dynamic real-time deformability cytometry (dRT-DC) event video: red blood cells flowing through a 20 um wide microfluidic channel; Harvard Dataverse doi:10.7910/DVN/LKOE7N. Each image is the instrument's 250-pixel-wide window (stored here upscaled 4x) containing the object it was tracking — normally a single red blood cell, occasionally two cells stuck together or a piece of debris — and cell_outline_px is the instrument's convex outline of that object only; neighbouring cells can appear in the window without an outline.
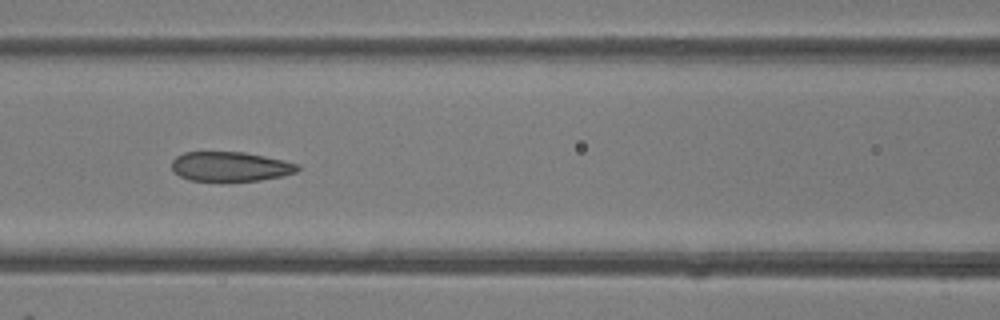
{"species": "common noctule bat (a hibernating species)", "species_latin": "Nyctalus noctula", "temperature_condition": "room temperature", "stored_images_in_passage": 38, "camera_frame_rate_fps": 3000, "um_per_image_px": 0.085, "animal": {"sex": "female"}, "frame": {"image": 1, "passage_image": 10, "time_ms": 3.0, "image_size_px": [1000, 320], "cell_outline_px": [[300, 168], [296, 172], [280, 176], [260, 180], [188, 180], [180, 176], [172, 168], [172, 160], [176, 156], [184, 152], [244, 152], [284, 160], [300, 164]], "centroid_in_image_um": [19.59, 14.14], "position_along_channel_um": 147.0, "area_um2": 21.44}}
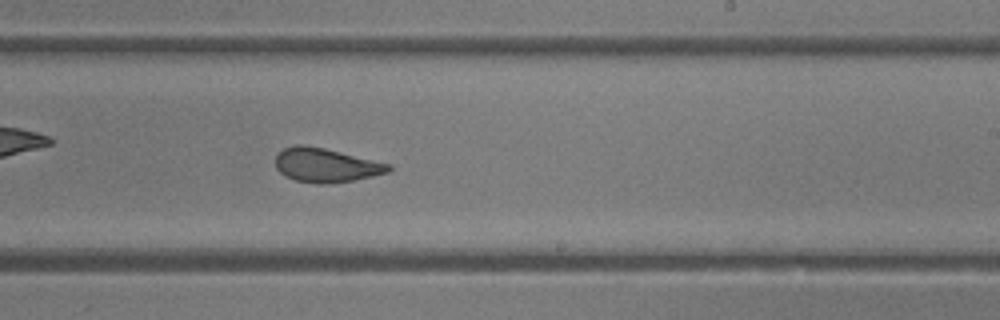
{"frame": {"image": 2, "passage_image": 18, "time_ms": 5.667, "image_size_px": [1000, 320], "cell_outline_px": [[392, 168], [388, 172], [372, 176], [352, 180], [328, 184], [316, 184], [296, 180], [284, 176], [276, 168], [276, 156], [284, 148], [296, 144], [304, 144], [324, 148], [392, 164]], "centroid_in_image_um": [27.7, 14.04], "position_along_channel_um": 261.3, "area_um2": 22.43}}
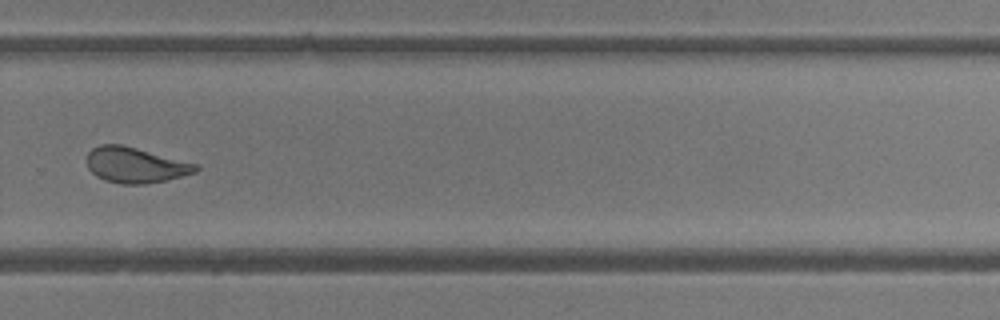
{"frame": {"image": 3, "passage_image": 22, "time_ms": 7.0, "image_size_px": [1000, 320], "cell_outline_px": [[200, 168], [196, 172], [168, 180], [144, 184], [120, 184], [104, 180], [96, 176], [88, 168], [88, 152], [92, 148], [100, 144], [120, 144], [200, 164]], "centroid_in_image_um": [11.54, 14.04], "position_along_channel_um": 318.3, "area_um2": 22.66}, "authors_computed_cell_mechanics": {"area_um2": 24.0159, "velocity_mm_per_s": 4.3047, "shape_relaxation_time_tau1_ms": null, "shape_relaxation_time_tau2_ms": 1.2075, "deformation_change_tau1": null, "deformation_change_tau2": 0.0874}}